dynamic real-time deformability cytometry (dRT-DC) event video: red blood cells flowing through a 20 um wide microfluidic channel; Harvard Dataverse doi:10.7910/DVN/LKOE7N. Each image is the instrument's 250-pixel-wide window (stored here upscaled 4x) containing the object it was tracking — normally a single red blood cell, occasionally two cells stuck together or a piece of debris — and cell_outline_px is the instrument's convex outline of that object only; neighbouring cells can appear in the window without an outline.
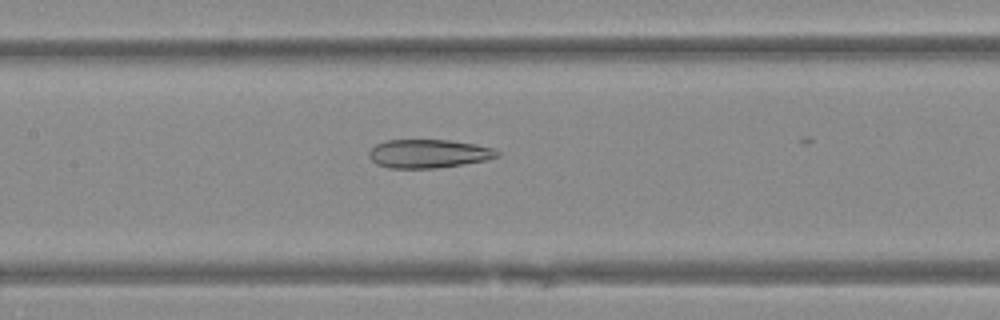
{"species": "Egyptian fruit bat (a non-hibernating species)", "species_latin": "Rousettus aegyptiacus", "temperature_condition": "warm", "stored_images_in_passage": 24, "camera_frame_rate_fps": 3000, "um_per_image_px": 0.085, "animal": {"sex": "female"}, "frame": {"image": 1, "passage_image": 17, "time_ms": 5.333, "image_size_px": [1000, 320], "cell_outline_px": [[500, 156], [484, 160], [436, 168], [392, 168], [376, 164], [368, 156], [368, 152], [376, 144], [388, 140], [452, 140], [476, 144], [496, 148], [500, 152]], "centroid_in_image_um": [36.44, 13.05], "position_along_channel_um": 171.0, "area_um2": 21.33}}
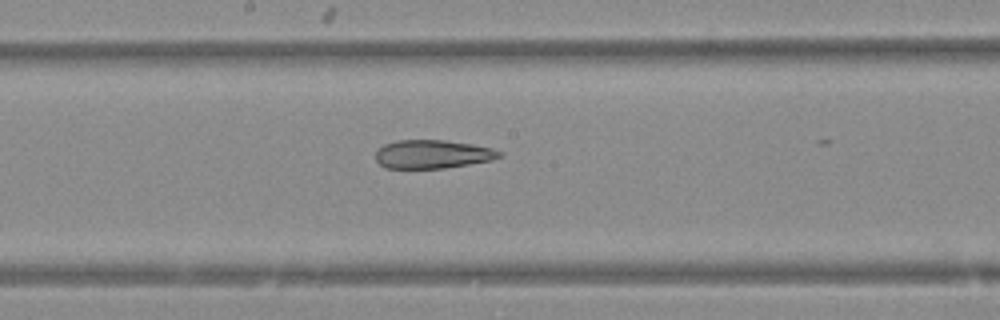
{"frame": {"image": 2, "passage_image": 20, "time_ms": 6.333, "image_size_px": [1000, 320], "cell_outline_px": [[504, 156], [492, 160], [444, 168], [384, 168], [376, 160], [376, 152], [384, 144], [396, 140], [444, 140], [472, 144], [492, 148], [500, 152]], "centroid_in_image_um": [36.76, 13.1], "position_along_channel_um": 211.4, "area_um2": 20.52}}
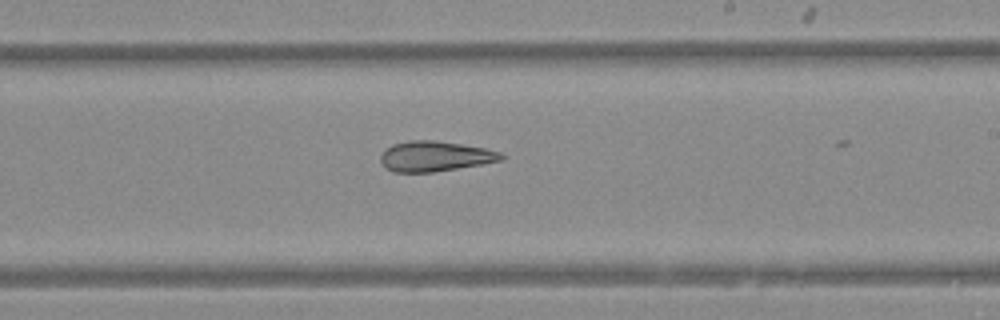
{"frame": {"image": 3, "passage_image": 23, "time_ms": 7.333, "image_size_px": [1000, 320], "cell_outline_px": [[504, 160], [432, 172], [392, 172], [380, 160], [380, 156], [392, 144], [412, 140], [436, 140], [484, 148], [500, 152], [504, 156]], "centroid_in_image_um": [36.98, 13.28], "position_along_channel_um": 252.0, "area_um2": 20.92}}